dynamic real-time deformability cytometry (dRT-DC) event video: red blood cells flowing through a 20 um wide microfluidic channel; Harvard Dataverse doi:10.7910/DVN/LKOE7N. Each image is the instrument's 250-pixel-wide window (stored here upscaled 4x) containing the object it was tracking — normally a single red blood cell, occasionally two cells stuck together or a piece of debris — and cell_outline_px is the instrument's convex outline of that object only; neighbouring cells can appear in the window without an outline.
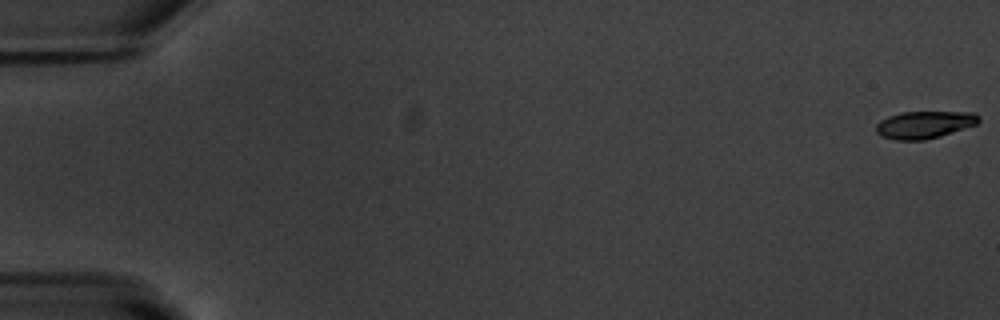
{"species": "common noctule bat (a hibernating species)", "species_latin": "Nyctalus noctula", "temperature_condition": "warm", "stored_images_in_passage": 55, "camera_frame_rate_fps": 3000, "um_per_image_px": 0.085, "animal": {"sex": "male", "body_mass_g": 20.1, "forearm_length_mm": 53.5}, "frame": {"image": 1, "passage_image": 1, "time_ms": 0.0, "image_size_px": [1000, 320], "cell_outline_px": [[980, 120], [976, 124], [940, 136], [924, 140], [896, 140], [880, 136], [876, 132], [876, 124], [880, 120], [888, 116], [900, 112], [972, 112], [980, 116]], "centroid_in_image_um": [78.54, 10.59], "position_along_channel_um": 6.5, "area_um2": 16.36}}
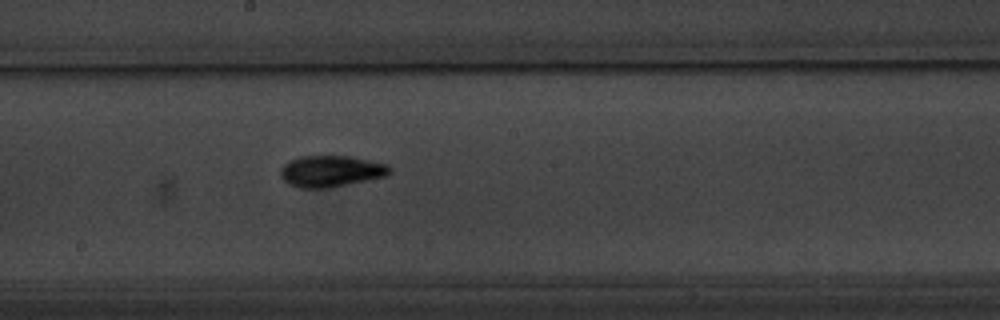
{"frame": {"image": 2, "passage_image": 31, "time_ms": 10.0, "image_size_px": [1000, 320], "cell_outline_px": [[392, 172], [388, 176], [328, 188], [296, 188], [288, 184], [280, 176], [280, 168], [288, 160], [300, 156], [348, 156], [388, 164], [392, 168]], "centroid_in_image_um": [28.12, 14.56], "position_along_channel_um": 220.1, "area_um2": 20.23}}
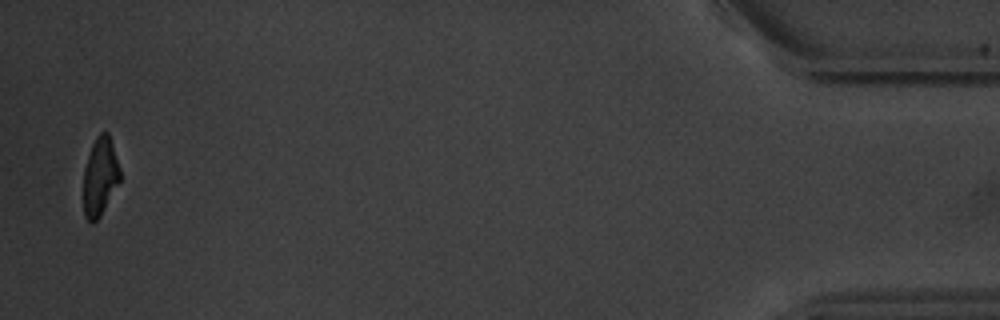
{"frame": {"image": 3, "passage_image": 54, "time_ms": 17.667, "image_size_px": [1000, 320], "cell_outline_px": [[120, 180], [100, 216], [92, 224], [84, 216], [84, 168], [92, 144], [96, 136], [100, 132], [108, 132], [120, 168]], "centroid_in_image_um": [8.5, 15.0], "position_along_channel_um": 426.7, "area_um2": 16.47}, "authors_computed_cell_mechanics": {"area_um2": 18.3804, "velocity_mm_per_s": 3.7738, "shape_relaxation_time_tau1_ms": 2.4221, "shape_relaxation_time_tau2_ms": 2.452, "deformation_change_tau1": 0.1614, "deformation_change_tau2": 0.0744}}